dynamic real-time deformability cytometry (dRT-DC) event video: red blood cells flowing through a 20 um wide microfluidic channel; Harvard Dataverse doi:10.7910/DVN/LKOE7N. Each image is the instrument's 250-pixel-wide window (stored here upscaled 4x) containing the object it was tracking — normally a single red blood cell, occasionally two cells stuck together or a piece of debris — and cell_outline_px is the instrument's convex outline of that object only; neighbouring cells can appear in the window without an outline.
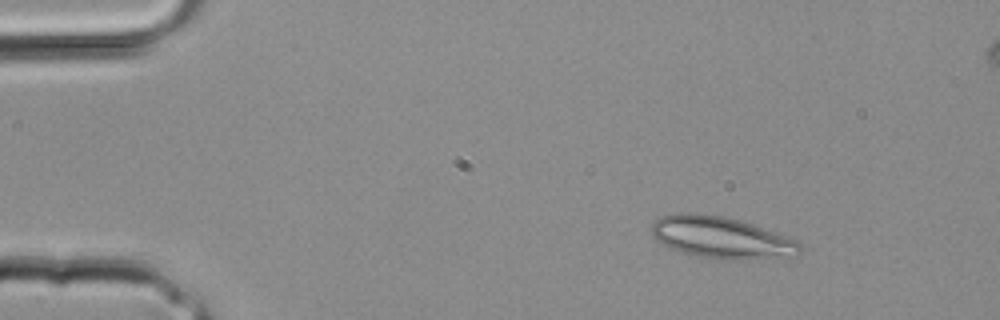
{"species": "common noctule bat (a hibernating species)", "species_latin": "Nyctalus noctula", "temperature_condition": "room temperature", "stored_images_in_passage": 33, "camera_frame_rate_fps": 3000, "um_per_image_px": 0.085, "animal": {"sex": "male", "body_mass_g": 20.4}, "frame": {"image": 1, "passage_image": 4, "time_ms": 1.0, "image_size_px": [1000, 320], "cell_outline_px": [[800, 252], [796, 256], [772, 260], [696, 256], [680, 252], [668, 248], [656, 240], [652, 236], [652, 220], [660, 216], [676, 212], [696, 212], [724, 216], [740, 220], [800, 240]], "centroid_in_image_um": [61.32, 20.17], "position_along_channel_um": 23.7, "area_um2": 36.65}}
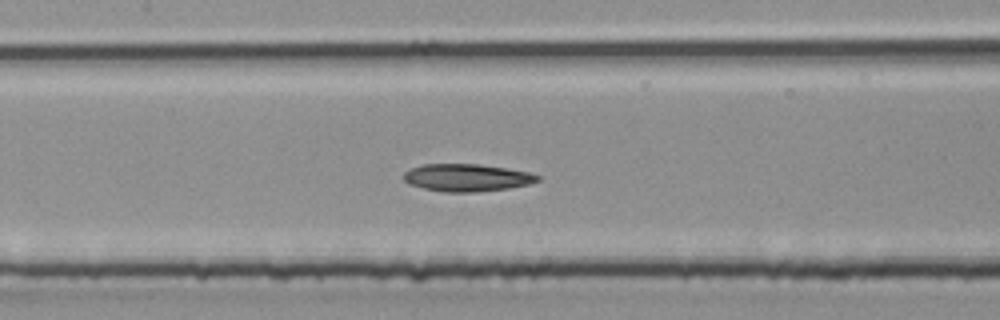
{"frame": {"image": 2, "passage_image": 15, "time_ms": 4.667, "image_size_px": [1000, 320], "cell_outline_px": [[540, 180], [528, 184], [508, 188], [476, 192], [444, 192], [424, 188], [408, 184], [404, 180], [404, 172], [420, 164], [480, 164], [532, 172], [540, 176]], "centroid_in_image_um": [39.69, 15.09], "position_along_channel_um": 167.7, "area_um2": 21.5}}
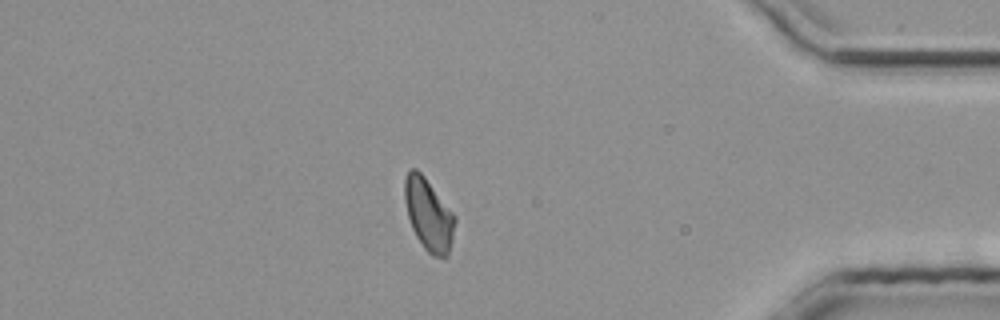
{"frame": {"image": 3, "passage_image": 28, "time_ms": 9.0, "image_size_px": [1000, 320], "cell_outline_px": [[456, 220], [452, 240], [448, 256], [444, 260], [432, 256], [424, 248], [416, 236], [412, 228], [408, 216], [404, 200], [404, 180], [408, 168], [416, 168], [424, 176], [456, 216]], "centroid_in_image_um": [36.43, 18.25], "position_along_channel_um": 398.8, "area_um2": 21.33}}